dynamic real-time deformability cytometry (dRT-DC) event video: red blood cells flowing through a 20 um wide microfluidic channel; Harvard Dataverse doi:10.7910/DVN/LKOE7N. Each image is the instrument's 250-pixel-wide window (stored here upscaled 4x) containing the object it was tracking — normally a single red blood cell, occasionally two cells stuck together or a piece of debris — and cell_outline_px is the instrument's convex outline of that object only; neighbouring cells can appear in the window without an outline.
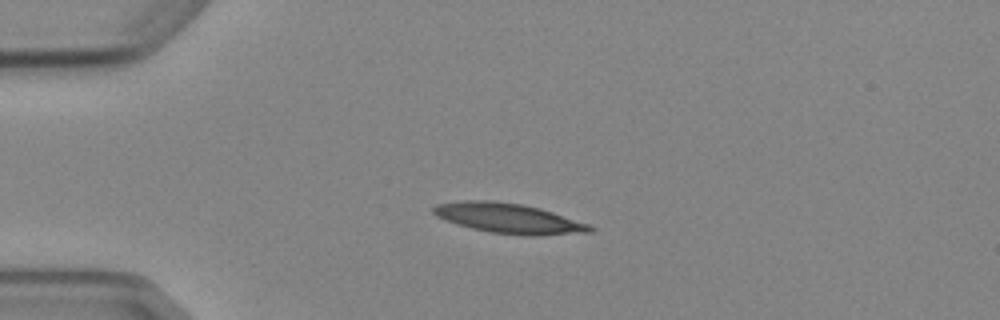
{"species": "Egyptian fruit bat (a non-hibernating species)", "species_latin": "Rousettus aegyptiacus", "temperature_condition": "cold", "stored_images_in_passage": 3, "camera_frame_rate_fps": 3000, "um_per_image_px": 0.085, "animal": {"sex": "female"}, "frame": {"image": 1, "passage_image": 3, "time_ms": 2.333, "image_size_px": [1000, 320], "cell_outline_px": [[596, 228], [592, 232], [532, 236], [528, 236], [492, 232], [472, 228], [456, 224], [444, 220], [436, 216], [432, 212], [432, 208], [436, 204], [464, 200], [492, 200], [520, 204], [540, 208], [588, 224]], "centroid_in_image_um": [43.21, 18.55], "position_along_channel_um": 41.8, "area_um2": 27.28}}